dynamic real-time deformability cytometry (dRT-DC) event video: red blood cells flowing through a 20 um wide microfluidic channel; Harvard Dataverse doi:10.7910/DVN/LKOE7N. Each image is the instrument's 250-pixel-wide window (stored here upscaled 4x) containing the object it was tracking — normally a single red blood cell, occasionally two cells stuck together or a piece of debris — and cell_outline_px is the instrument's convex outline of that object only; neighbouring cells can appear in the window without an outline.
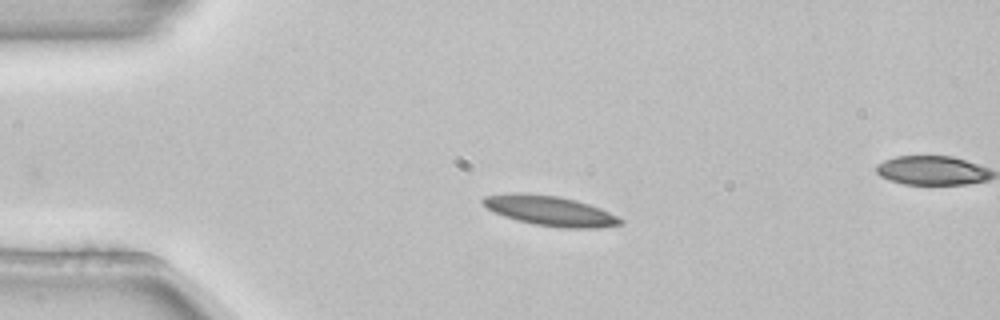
{"species": "common noctule bat (a hibernating species)", "species_latin": "Nyctalus noctula", "temperature_condition": "room temperature", "stored_images_in_passage": 35, "camera_frame_rate_fps": 3000, "um_per_image_px": 0.085, "animal": {"sex": "female", "body_mass_g": 22.7, "forearm_length_mm": 54.2}, "frame": {"image": 1, "passage_image": 6, "time_ms": 1.667, "image_size_px": [1000, 320], "cell_outline_px": [[624, 224], [600, 228], [564, 228], [536, 224], [516, 220], [504, 216], [488, 208], [480, 200], [484, 196], [516, 192], [520, 192], [560, 196], [576, 200], [600, 208], [624, 220]], "centroid_in_image_um": [46.78, 17.91], "position_along_channel_um": 38.2, "area_um2": 23.93}, "authors_computed_cell_mechanics": {"area_um2": 23.12, "velocity_mm_per_s": 3.8273, "shape_relaxation_time_tau1_ms": 2.6823, "shape_relaxation_time_tau2_ms": null, "deformation_change_tau1": 0.1267, "deformation_change_tau2": null}}